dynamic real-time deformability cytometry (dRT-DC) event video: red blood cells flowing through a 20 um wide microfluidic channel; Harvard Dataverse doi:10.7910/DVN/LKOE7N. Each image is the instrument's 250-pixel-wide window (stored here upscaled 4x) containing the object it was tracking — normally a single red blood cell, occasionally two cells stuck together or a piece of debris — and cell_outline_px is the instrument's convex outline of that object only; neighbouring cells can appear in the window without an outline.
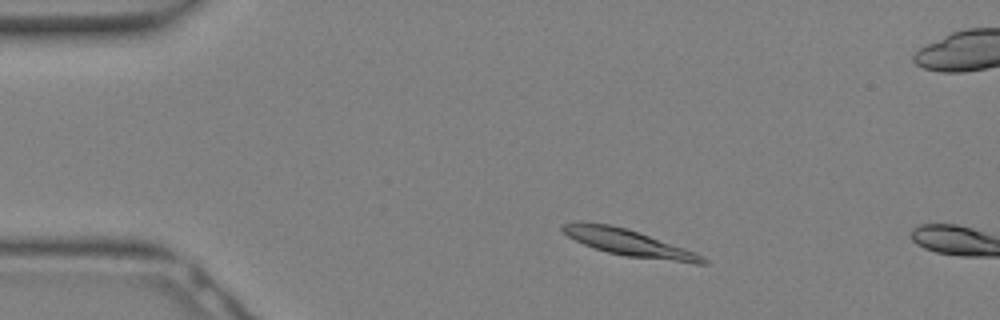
{"species": "Egyptian fruit bat (a non-hibernating species)", "species_latin": "Rousettus aegyptiacus", "temperature_condition": "warm", "stored_images_in_passage": 6, "camera_frame_rate_fps": 3000, "um_per_image_px": 0.085, "animal": {"sex": "female"}, "frame": {"image": 1, "passage_image": 4, "time_ms": 1.0, "image_size_px": [1000, 320], "cell_outline_px": [[708, 264], [696, 264], [624, 256], [608, 252], [584, 244], [568, 236], [560, 228], [560, 224], [608, 224], [624, 228], [696, 252], [704, 256], [708, 260]], "centroid_in_image_um": [53.56, 20.69], "position_along_channel_um": 31.4, "area_um2": 20.87}}